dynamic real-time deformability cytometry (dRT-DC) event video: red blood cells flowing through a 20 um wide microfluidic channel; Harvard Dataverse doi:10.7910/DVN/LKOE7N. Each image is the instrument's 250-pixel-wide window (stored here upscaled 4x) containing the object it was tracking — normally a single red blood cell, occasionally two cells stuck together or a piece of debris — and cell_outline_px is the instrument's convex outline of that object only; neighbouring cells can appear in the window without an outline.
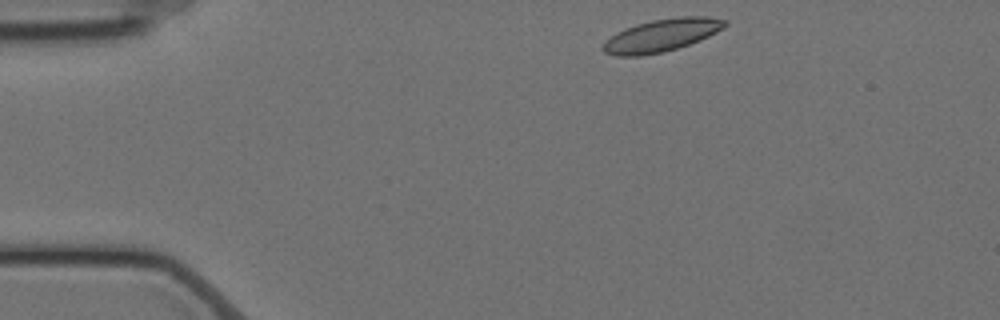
{"species": "Egyptian fruit bat (a non-hibernating species)", "species_latin": "Rousettus aegyptiacus", "temperature_condition": "cold", "stored_images_in_passage": 49, "camera_frame_rate_fps": 3000, "um_per_image_px": 0.085, "animal": {"sex": "female"}, "frame": {"image": 1, "passage_image": 1, "time_ms": 0.0, "image_size_px": [1000, 320], "cell_outline_px": [[728, 24], [724, 28], [700, 40], [664, 52], [640, 56], [616, 56], [604, 52], [600, 48], [616, 32], [636, 24], [652, 20], [680, 16], [708, 16], [728, 20]], "centroid_in_image_um": [56.26, 2.99], "position_along_channel_um": 28.7, "area_um2": 23.12}}
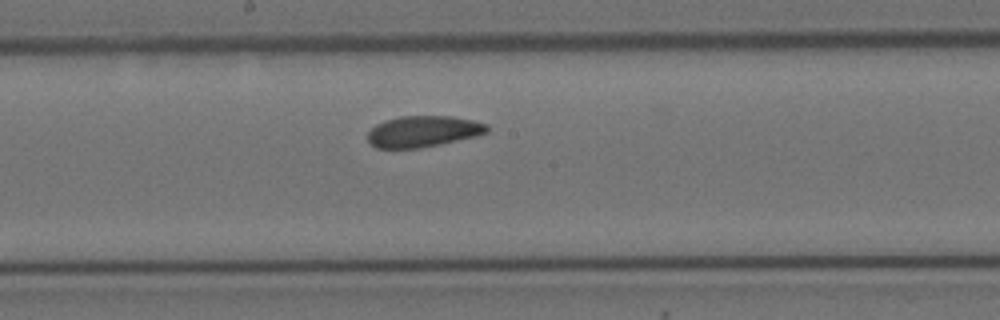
{"frame": {"image": 2, "passage_image": 22, "time_ms": 7.0, "image_size_px": [1000, 320], "cell_outline_px": [[488, 132], [476, 136], [440, 144], [420, 148], [376, 148], [368, 140], [368, 132], [376, 124], [400, 116], [452, 116], [472, 120], [488, 124]], "centroid_in_image_um": [35.98, 11.17], "position_along_channel_um": 212.2, "area_um2": 21.56}}
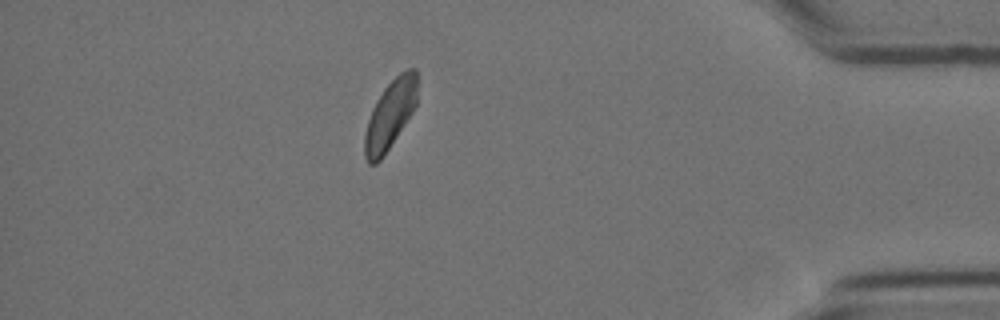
{"frame": {"image": 3, "passage_image": 42, "time_ms": 13.667, "image_size_px": [1000, 320], "cell_outline_px": [[416, 104], [412, 112], [380, 160], [376, 164], [368, 164], [364, 156], [364, 136], [368, 120], [372, 108], [376, 100], [384, 88], [400, 72], [408, 68], [416, 68]], "centroid_in_image_um": [33.13, 9.74], "position_along_channel_um": 402.1, "area_um2": 20.69}, "authors_computed_cell_mechanics": {"area_um2": 22.3108, "velocity_mm_per_s": 3.4705, "shape_relaxation_time_tau1_ms": 9.4816, "shape_relaxation_time_tau2_ms": 3.7146, "deformation_change_tau1": 0.1319, "deformation_change_tau2": 0.0956}}